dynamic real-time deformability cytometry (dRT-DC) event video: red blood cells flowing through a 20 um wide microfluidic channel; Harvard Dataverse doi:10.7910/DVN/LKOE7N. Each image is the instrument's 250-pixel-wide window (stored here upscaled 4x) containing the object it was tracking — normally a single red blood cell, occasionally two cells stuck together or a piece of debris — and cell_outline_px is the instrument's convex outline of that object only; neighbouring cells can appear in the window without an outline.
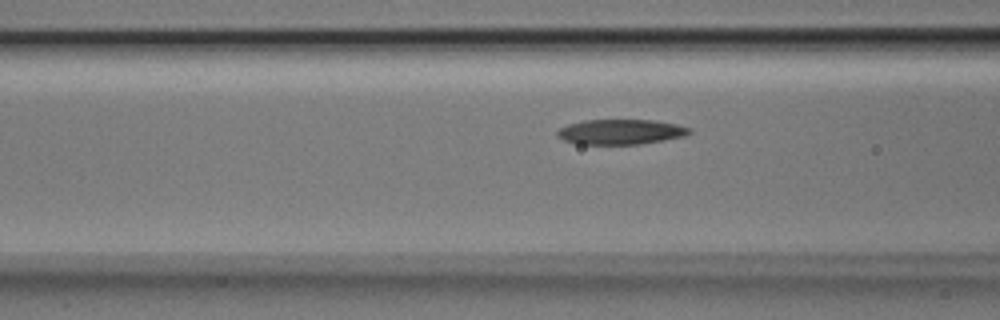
{"species": "Egyptian fruit bat (a non-hibernating species)", "species_latin": "Rousettus aegyptiacus", "temperature_condition": "room temperature", "stored_images_in_passage": 32, "camera_frame_rate_fps": 3000, "um_per_image_px": 0.085, "animal": {"sex": "male"}, "frame": {"image": 1, "passage_image": 11, "time_ms": 3.333, "image_size_px": [1000, 320], "cell_outline_px": [[692, 132], [684, 136], [664, 140], [640, 144], [576, 144], [564, 140], [556, 136], [556, 132], [560, 128], [568, 124], [584, 120], [652, 120], [676, 124], [692, 128]], "centroid_in_image_um": [52.75, 11.21], "position_along_channel_um": 113.9, "area_um2": 19.36}}
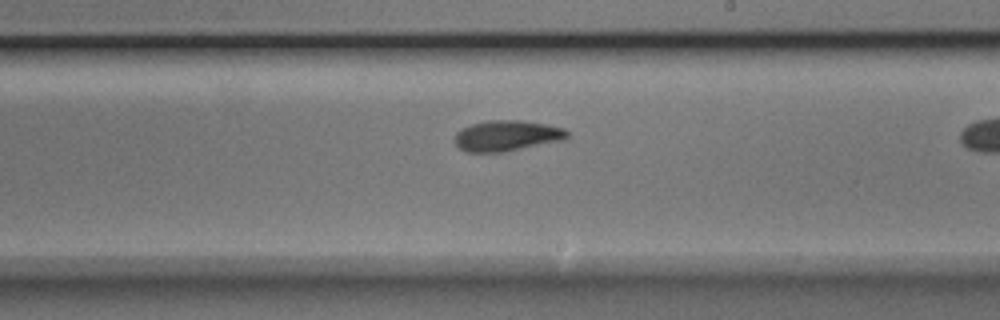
{"frame": {"image": 2, "passage_image": 21, "time_ms": 6.667, "image_size_px": [1000, 320], "cell_outline_px": [[568, 136], [564, 140], [504, 152], [468, 152], [460, 148], [452, 140], [456, 132], [460, 128], [472, 124], [488, 120], [524, 120], [548, 124], [564, 128], [568, 132]], "centroid_in_image_um": [43.07, 11.53], "position_along_channel_um": 245.9, "area_um2": 20.4}}
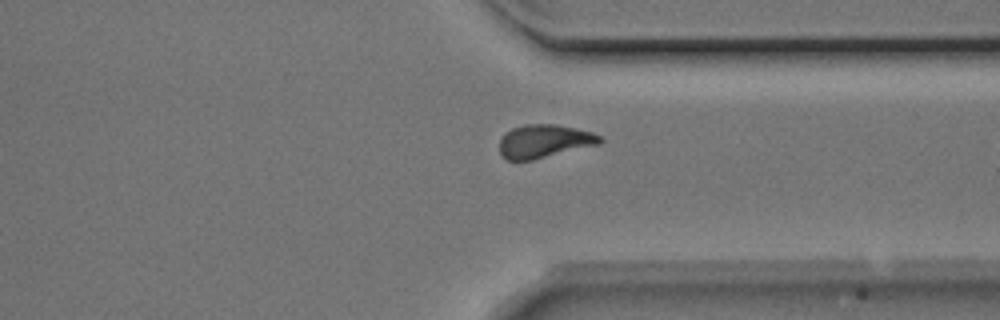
{"frame": {"image": 3, "passage_image": 30, "time_ms": 9.667, "image_size_px": [1000, 320], "cell_outline_px": [[604, 140], [600, 144], [532, 160], [504, 160], [500, 152], [500, 140], [504, 132], [512, 128], [524, 124], [556, 124], [576, 128], [592, 132], [600, 136]], "centroid_in_image_um": [46.25, 12.0], "position_along_channel_um": 365.1, "area_um2": 19.65}}